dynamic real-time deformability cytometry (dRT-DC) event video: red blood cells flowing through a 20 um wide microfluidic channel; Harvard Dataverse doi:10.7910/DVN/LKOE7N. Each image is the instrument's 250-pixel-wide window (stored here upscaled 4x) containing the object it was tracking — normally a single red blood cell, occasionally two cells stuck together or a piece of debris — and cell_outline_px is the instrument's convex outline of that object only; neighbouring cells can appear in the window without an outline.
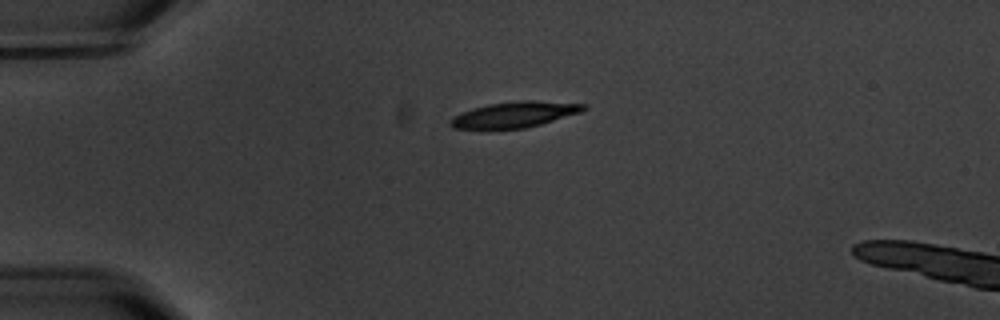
{"species": "common noctule bat (a hibernating species)", "species_latin": "Nyctalus noctula", "temperature_condition": "warm", "stored_images_in_passage": 13, "camera_frame_rate_fps": 3000, "um_per_image_px": 0.085, "animal": {"sex": "male", "body_mass_g": 20.1, "forearm_length_mm": 53.5}, "frame": {"image": 1, "passage_image": 1, "time_ms": 0.0, "image_size_px": [1000, 320], "cell_outline_px": [[588, 108], [580, 112], [540, 124], [524, 128], [452, 128], [448, 124], [448, 120], [460, 112], [472, 108], [488, 104], [520, 100], [532, 100], [588, 104]], "centroid_in_image_um": [43.72, 9.72], "position_along_channel_um": 41.3, "area_um2": 19.88}}
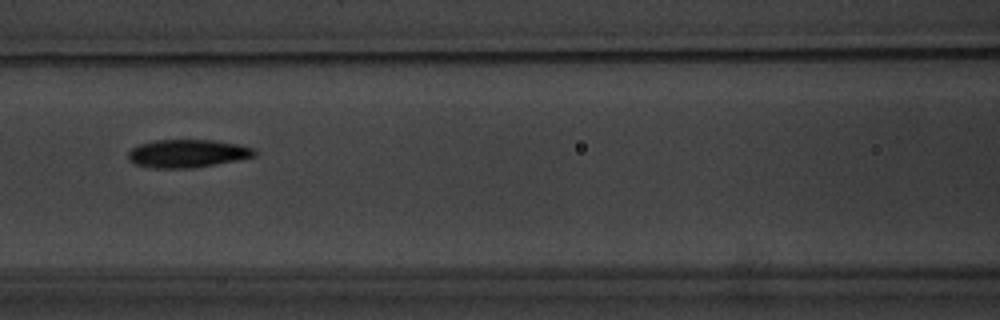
{"frame": {"image": 2, "passage_image": 4, "time_ms": 4.0, "image_size_px": [1000, 320], "cell_outline_px": [[256, 156], [216, 164], [192, 168], [152, 168], [136, 164], [128, 160], [128, 152], [132, 148], [140, 144], [156, 140], [216, 140], [240, 144], [256, 148]], "centroid_in_image_um": [15.96, 13.04], "position_along_channel_um": 150.6, "area_um2": 20.75}}
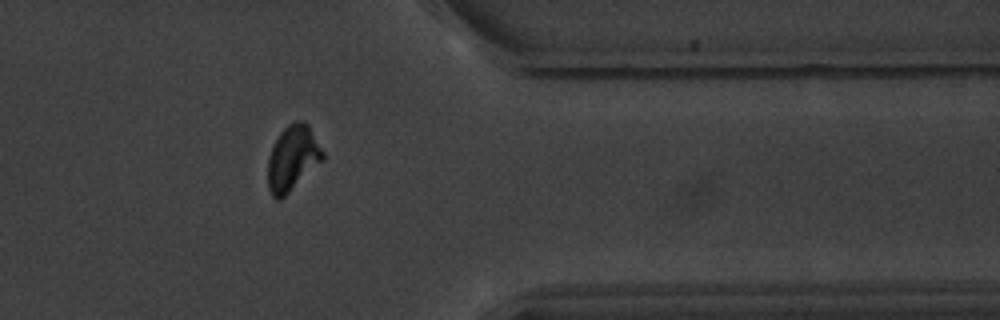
{"frame": {"image": 3, "passage_image": 10, "time_ms": 11.0, "image_size_px": [1000, 320], "cell_outline_px": [[324, 160], [280, 200], [276, 200], [272, 196], [268, 188], [268, 160], [272, 148], [280, 132], [288, 124], [296, 120], [304, 120], [308, 124], [324, 152]], "centroid_in_image_um": [24.88, 13.44], "position_along_channel_um": 386.5, "area_um2": 20.87}}